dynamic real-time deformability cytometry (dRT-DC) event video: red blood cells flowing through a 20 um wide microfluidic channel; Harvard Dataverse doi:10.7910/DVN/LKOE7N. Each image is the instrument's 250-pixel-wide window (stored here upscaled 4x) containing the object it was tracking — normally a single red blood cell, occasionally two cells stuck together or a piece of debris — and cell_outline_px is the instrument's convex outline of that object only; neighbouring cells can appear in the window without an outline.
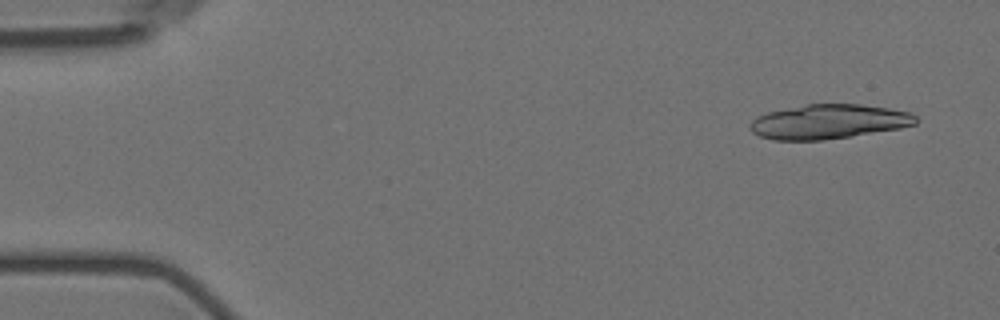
{"species": "Egyptian fruit bat (a non-hibernating species)", "species_latin": "Rousettus aegyptiacus", "temperature_condition": "room temperature", "stored_images_in_passage": 9, "camera_frame_rate_fps": 3000, "um_per_image_px": 0.085, "animal": {"sex": "female"}, "frame": {"image": 1, "passage_image": 1, "time_ms": 0.0, "image_size_px": [1000, 320], "cell_outline_px": [[916, 124], [900, 128], [852, 136], [824, 140], [772, 140], [760, 136], [752, 132], [748, 128], [748, 124], [756, 116], [768, 112], [804, 104], [860, 104], [888, 108], [912, 112], [916, 116]], "centroid_in_image_um": [70.4, 10.34], "position_along_channel_um": 14.6, "area_um2": 33.52}}
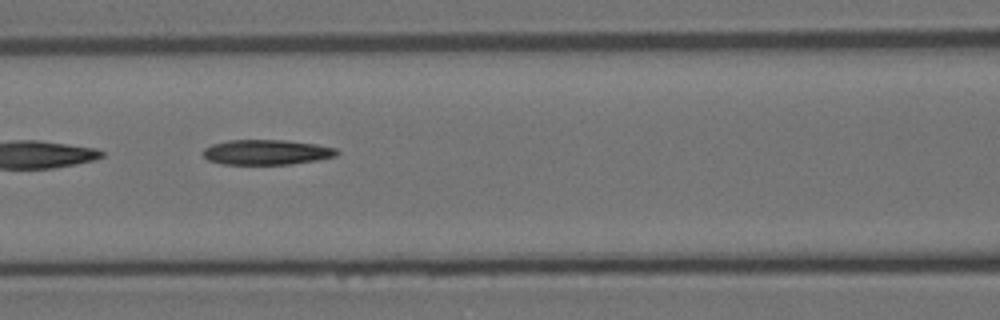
{"frame": {"image": 2, "passage_image": 7, "time_ms": 7.0, "image_size_px": [1000, 320], "cell_outline_px": [[340, 152], [336, 156], [316, 160], [292, 164], [220, 164], [208, 160], [204, 156], [204, 148], [212, 144], [228, 140], [284, 140], [316, 144], [336, 148]], "centroid_in_image_um": [22.66, 12.93], "position_along_channel_um": 143.9, "area_um2": 19.54}}
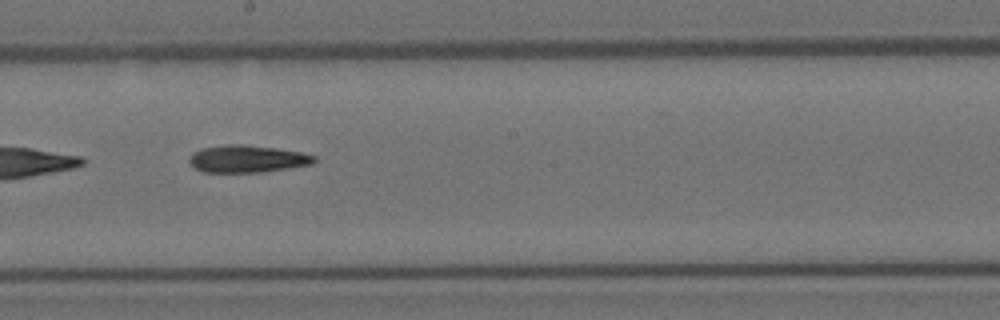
{"frame": {"image": 3, "passage_image": 9, "time_ms": 9.333, "image_size_px": [1000, 320], "cell_outline_px": [[316, 160], [312, 164], [264, 172], [204, 172], [196, 168], [188, 160], [192, 152], [200, 148], [224, 144], [244, 144], [276, 148], [300, 152], [316, 156]], "centroid_in_image_um": [21.0, 13.49], "position_along_channel_um": 227.2, "area_um2": 19.94}}